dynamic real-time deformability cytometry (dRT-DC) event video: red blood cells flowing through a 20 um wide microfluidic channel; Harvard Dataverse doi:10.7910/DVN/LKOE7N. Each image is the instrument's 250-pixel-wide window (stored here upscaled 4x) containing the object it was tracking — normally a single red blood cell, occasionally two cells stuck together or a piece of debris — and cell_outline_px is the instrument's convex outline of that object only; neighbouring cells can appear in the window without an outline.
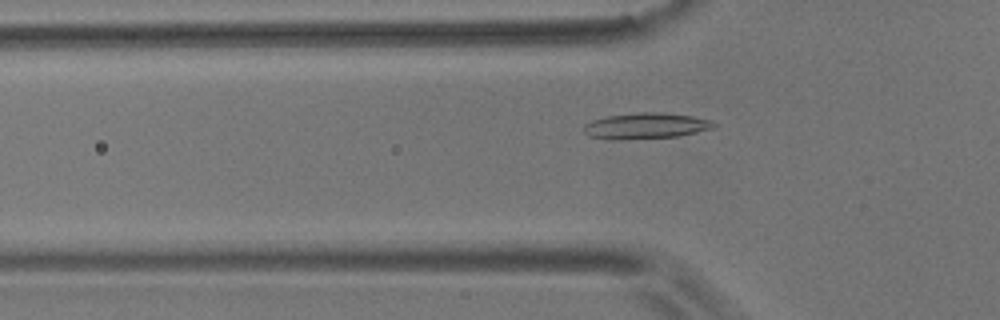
{"species": "common noctule bat (a hibernating species)", "species_latin": "Nyctalus noctula", "temperature_condition": "room temperature", "stored_images_in_passage": 52, "camera_frame_rate_fps": 3000, "um_per_image_px": 0.085, "animal": {"sex": "male", "body_mass_g": 17.9}, "frame": {"image": 1, "passage_image": 14, "time_ms": 4.333, "image_size_px": [1000, 320], "cell_outline_px": [[716, 124], [712, 128], [680, 136], [620, 140], [608, 140], [588, 136], [584, 132], [584, 124], [592, 120], [608, 116], [636, 112], [660, 112], [692, 116], [712, 120]], "centroid_in_image_um": [54.86, 10.7], "position_along_channel_um": 70.9, "area_um2": 19.83}}
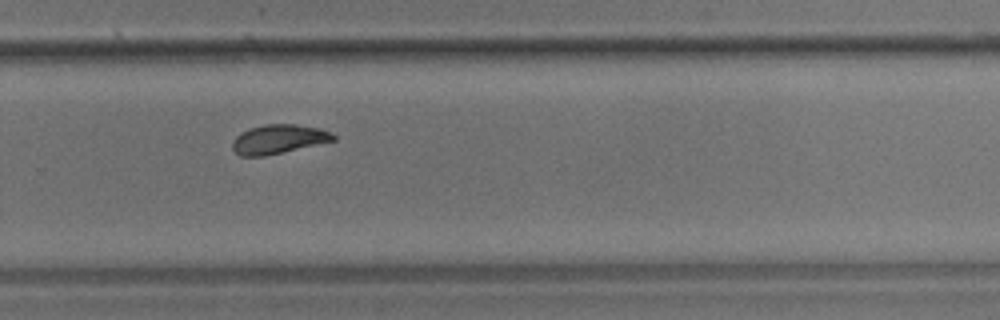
{"frame": {"image": 2, "passage_image": 34, "time_ms": 11.0, "image_size_px": [1000, 320], "cell_outline_px": [[336, 140], [264, 156], [240, 156], [232, 148], [232, 140], [240, 132], [248, 128], [264, 124], [296, 124], [316, 128], [328, 132], [336, 136]], "centroid_in_image_um": [23.61, 11.82], "position_along_channel_um": 306.2, "area_um2": 16.99}}
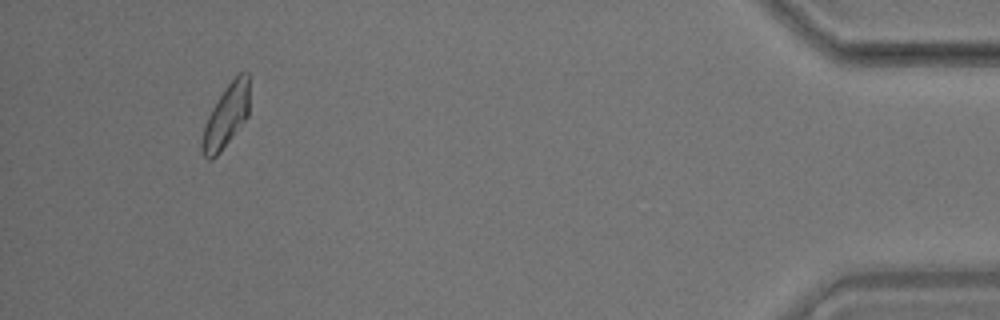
{"frame": {"image": 3, "passage_image": 49, "time_ms": 16.0, "image_size_px": [1000, 320], "cell_outline_px": [[248, 116], [220, 152], [212, 160], [208, 160], [200, 152], [200, 140], [204, 124], [212, 108], [228, 84], [240, 72], [248, 72]], "centroid_in_image_um": [19.17, 9.93], "position_along_channel_um": 416.0, "area_um2": 17.22}, "authors_computed_cell_mechanics": {"area_um2": 17.7446, "velocity_mm_per_s": 3.524, "shape_relaxation_time_tau1_ms": 3.255, "shape_relaxation_time_tau2_ms": 1.0596, "deformation_change_tau1": 0.1066, "deformation_change_tau2": 0.0591}}